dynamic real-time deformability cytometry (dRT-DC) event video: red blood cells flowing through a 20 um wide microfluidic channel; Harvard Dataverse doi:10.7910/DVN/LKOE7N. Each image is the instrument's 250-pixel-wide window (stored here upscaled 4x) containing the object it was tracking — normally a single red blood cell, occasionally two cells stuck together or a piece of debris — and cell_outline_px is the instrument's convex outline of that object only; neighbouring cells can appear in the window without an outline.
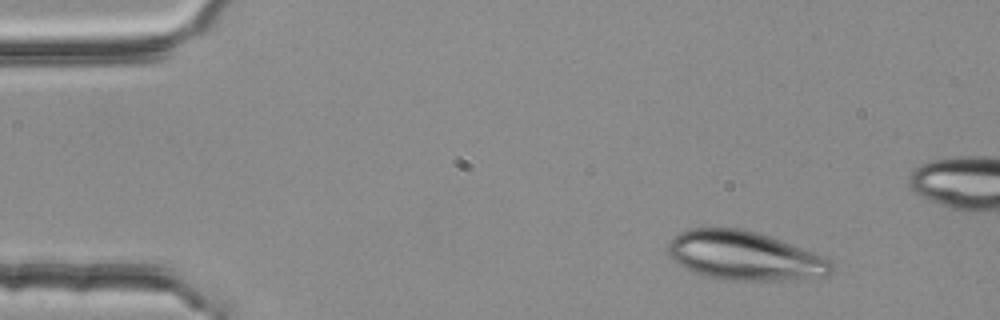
{"species": "common noctule bat (a hibernating species)", "species_latin": "Nyctalus noctula", "temperature_condition": "room temperature", "stored_images_in_passage": 3, "camera_frame_rate_fps": 3000, "um_per_image_px": 0.085, "animal": {"sex": "female", "body_mass_g": 25.1}, "frame": {"image": 1, "passage_image": 1, "time_ms": 0.0, "image_size_px": [1000, 320], "cell_outline_px": [[832, 268], [828, 276], [788, 280], [724, 280], [704, 276], [684, 268], [676, 264], [668, 256], [668, 244], [680, 232], [692, 228], [740, 228], [756, 232], [780, 240], [824, 256], [832, 260]], "centroid_in_image_um": [63.27, 21.75], "position_along_channel_um": 21.7, "area_um2": 46.64}}